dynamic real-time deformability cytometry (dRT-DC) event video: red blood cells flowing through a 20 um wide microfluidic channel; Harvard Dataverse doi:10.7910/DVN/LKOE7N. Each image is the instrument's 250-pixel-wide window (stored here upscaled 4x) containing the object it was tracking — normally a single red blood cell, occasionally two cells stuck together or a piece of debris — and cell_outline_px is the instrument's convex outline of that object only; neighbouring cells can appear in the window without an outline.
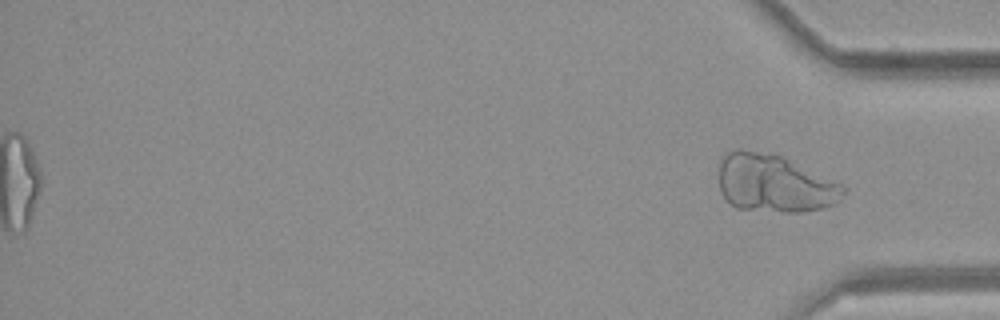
{"species": "common noctule bat (a hibernating species)", "species_latin": "Nyctalus noctula", "temperature_condition": "room temperature", "stored_images_in_passage": 36, "segment_of_instrument_passage": [2, 2], "camera_frame_rate_fps": 3000, "um_per_image_px": 0.085, "animal": {"sex": "female", "body_mass_g": 21.9}, "frame": {"image": 1, "passage_image": 36, "time_ms": 11.667, "image_size_px": [1000, 320], "cell_outline_px": [[848, 188], [840, 200], [824, 208], [804, 212], [784, 212], [736, 208], [720, 192], [720, 160], [724, 152], [736, 148], [740, 148], [780, 156], [844, 184]], "centroid_in_image_um": [65.84, 15.59], "position_along_channel_um": 369.4, "area_um2": 42.02}}